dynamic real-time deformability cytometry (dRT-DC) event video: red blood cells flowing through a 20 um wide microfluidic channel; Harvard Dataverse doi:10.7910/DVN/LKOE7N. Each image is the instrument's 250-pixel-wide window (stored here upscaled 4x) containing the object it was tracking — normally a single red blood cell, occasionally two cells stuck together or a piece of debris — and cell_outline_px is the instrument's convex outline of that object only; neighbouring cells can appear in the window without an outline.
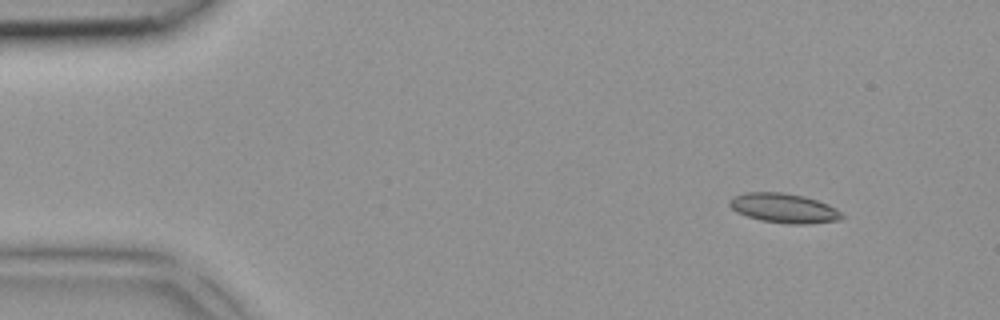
{"species": "common noctule bat (a hibernating species)", "species_latin": "Nyctalus noctula", "temperature_condition": "room temperature", "stored_images_in_passage": 3, "camera_frame_rate_fps": 3000, "um_per_image_px": 0.085, "animal": {"sex": "female", "body_mass_g": 18.4}, "frame": {"image": 1, "passage_image": 1, "time_ms": 0.0, "image_size_px": [1000, 320], "cell_outline_px": [[844, 216], [840, 220], [804, 224], [788, 224], [764, 220], [748, 216], [736, 212], [728, 204], [728, 200], [744, 192], [780, 192], [804, 196], [828, 204], [836, 208]], "centroid_in_image_um": [66.63, 17.68], "position_along_channel_um": 18.4, "area_um2": 19.13}}